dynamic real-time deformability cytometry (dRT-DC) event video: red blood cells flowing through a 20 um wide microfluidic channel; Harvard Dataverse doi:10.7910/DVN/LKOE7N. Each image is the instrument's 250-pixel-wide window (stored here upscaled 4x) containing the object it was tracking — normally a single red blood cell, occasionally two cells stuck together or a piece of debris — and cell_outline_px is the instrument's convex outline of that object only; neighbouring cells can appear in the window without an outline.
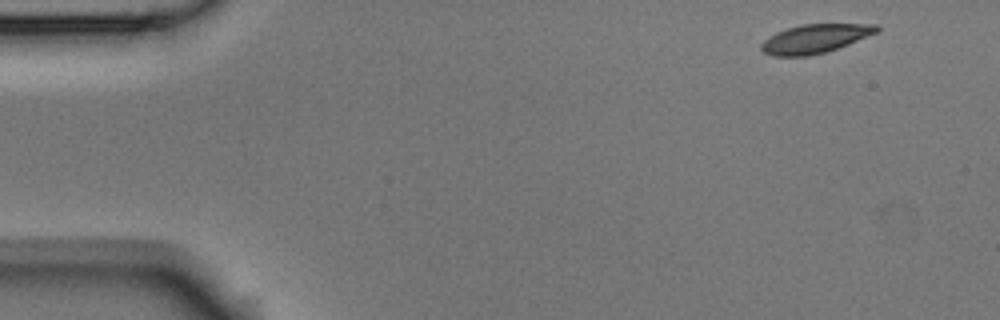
{"species": "Egyptian fruit bat (a non-hibernating species)", "species_latin": "Rousettus aegyptiacus", "temperature_condition": "room temperature", "stored_images_in_passage": 3, "camera_frame_rate_fps": 3000, "um_per_image_px": 0.085, "animal": {"sex": "male"}, "frame": {"image": 1, "passage_image": 1, "time_ms": 0.0, "image_size_px": [1000, 320], "cell_outline_px": [[880, 28], [876, 32], [848, 44], [824, 52], [808, 56], [772, 56], [764, 52], [760, 48], [760, 44], [764, 40], [776, 32], [800, 24], [880, 24]], "centroid_in_image_um": [69.24, 3.28], "position_along_channel_um": 15.8, "area_um2": 19.19}}
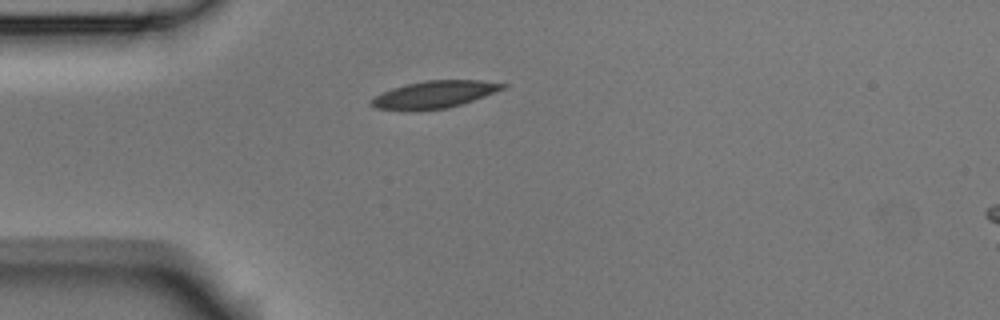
{"frame": {"image": 2, "passage_image": 3, "time_ms": 0.667, "image_size_px": [1000, 320], "cell_outline_px": [[508, 84], [504, 88], [484, 96], [460, 104], [444, 108], [376, 108], [368, 104], [376, 96], [392, 88], [408, 84], [428, 80], [480, 80]], "centroid_in_image_um": [36.98, 7.98], "position_along_channel_um": 48.0, "area_um2": 19.71}}